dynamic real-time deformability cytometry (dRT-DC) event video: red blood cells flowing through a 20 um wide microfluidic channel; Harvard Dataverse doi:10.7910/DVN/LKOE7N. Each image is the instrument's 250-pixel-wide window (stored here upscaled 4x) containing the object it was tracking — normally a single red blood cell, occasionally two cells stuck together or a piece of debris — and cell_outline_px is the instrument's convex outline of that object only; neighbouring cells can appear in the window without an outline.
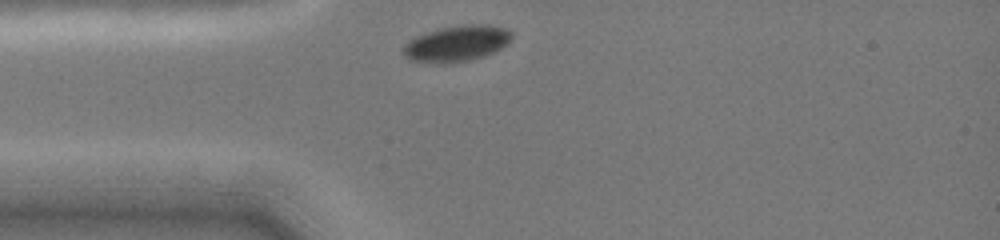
{"species": "common noctule bat (a hibernating species)", "species_latin": "Nyctalus noctula", "temperature_condition": "cold", "stored_images_in_passage": 1, "camera_frame_rate_fps": 3000, "um_per_image_px": 0.085, "animal": {"sex": "female", "body_mass_g": 19.0, "forearm_length_mm": 51.5}, "frame": {"image": 1, "passage_image": 1, "time_ms": 0.0, "image_size_px": [1000, 240], "cell_outline_px": [[512, 36], [500, 48], [484, 56], [468, 60], [408, 60], [404, 56], [404, 44], [408, 40], [416, 36], [440, 28], [464, 24], [488, 24], [508, 28], [512, 32]], "centroid_in_image_um": [38.85, 3.63], "position_along_channel_um": 46.1, "area_um2": 21.79}}